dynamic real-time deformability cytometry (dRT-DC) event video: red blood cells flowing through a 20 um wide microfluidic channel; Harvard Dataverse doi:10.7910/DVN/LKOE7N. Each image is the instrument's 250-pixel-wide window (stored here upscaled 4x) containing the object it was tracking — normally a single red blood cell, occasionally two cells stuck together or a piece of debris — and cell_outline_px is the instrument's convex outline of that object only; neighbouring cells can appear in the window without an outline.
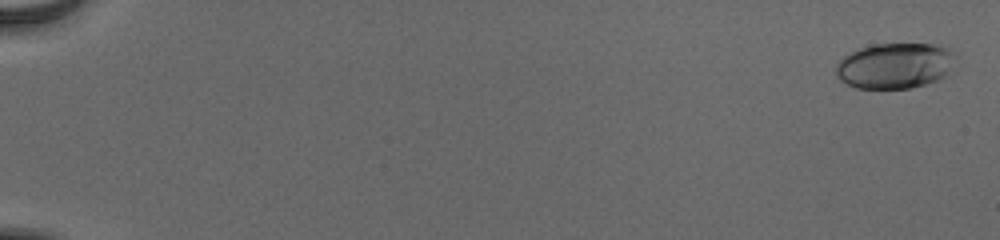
{"species": "human", "species_latin": "Homo sapiens", "temperature_condition": "cold", "stored_images_in_passage": 56, "camera_frame_rate_fps": 3000, "um_per_image_px": 0.085, "donor": {"sex": "male"}, "frame": {"image": 1, "passage_image": 2, "time_ms": 0.333, "image_size_px": [1000, 240], "cell_outline_px": [[960, 64], [944, 76], [936, 80], [912, 88], [856, 88], [840, 80], [836, 76], [836, 64], [844, 56], [856, 48], [872, 44], [932, 44], [948, 48], [956, 56]], "centroid_in_image_um": [76.11, 5.57], "position_along_channel_um": 8.9, "area_um2": 32.31}}
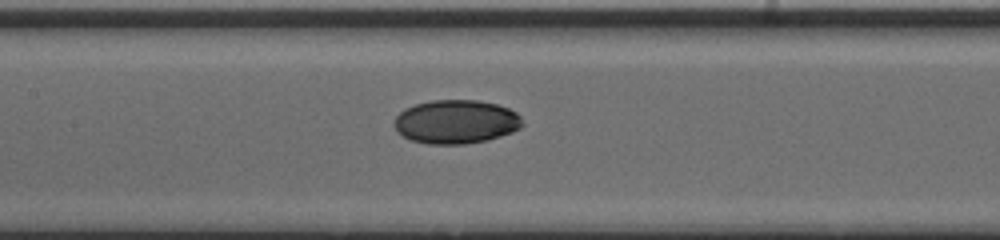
{"frame": {"image": 2, "passage_image": 30, "time_ms": 9.667, "image_size_px": [1000, 240], "cell_outline_px": [[524, 124], [520, 128], [512, 132], [488, 140], [464, 144], [428, 144], [412, 140], [396, 132], [392, 124], [396, 116], [404, 108], [416, 104], [432, 100], [476, 100], [496, 104], [508, 108], [516, 112], [520, 116]], "centroid_in_image_um": [38.74, 10.35], "position_along_channel_um": 168.7, "area_um2": 32.89}}
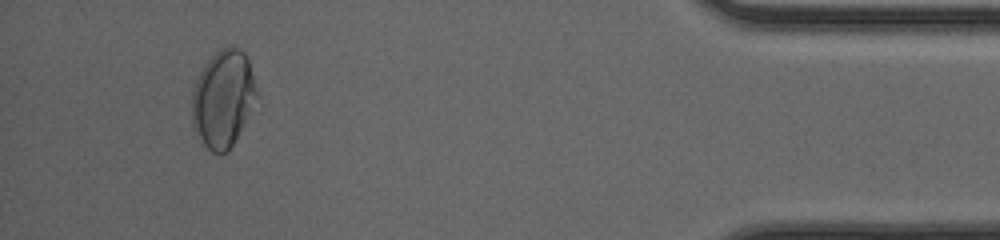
{"frame": {"image": 3, "passage_image": 53, "time_ms": 17.333, "image_size_px": [1000, 240], "cell_outline_px": [[256, 96], [232, 144], [224, 152], [212, 152], [204, 144], [196, 132], [192, 124], [192, 92], [196, 80], [204, 64], [220, 48], [232, 44], [240, 48], [244, 52], [248, 60], [256, 92]], "centroid_in_image_um": [18.91, 8.31], "position_along_channel_um": 416.3, "area_um2": 35.55}, "authors_computed_cell_mechanics": {"area_um2": 31.9634, "velocity_mm_per_s": 3.9062, "shape_relaxation_time_tau1_ms": 6.0756, "shape_relaxation_time_tau2_ms": 0.9857, "deformation_change_tau1": 0.1459, "deformation_change_tau2": 0.0189}}